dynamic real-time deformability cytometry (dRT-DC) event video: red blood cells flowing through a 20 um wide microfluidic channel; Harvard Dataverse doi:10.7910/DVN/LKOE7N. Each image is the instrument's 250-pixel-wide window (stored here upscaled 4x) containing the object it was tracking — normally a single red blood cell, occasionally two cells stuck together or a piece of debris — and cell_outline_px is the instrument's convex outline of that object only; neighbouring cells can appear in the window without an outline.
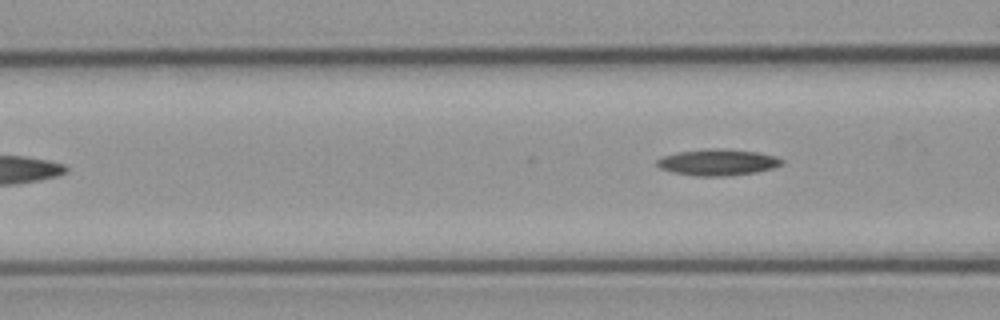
{"species": "common noctule bat (a hibernating species)", "species_latin": "Nyctalus noctula", "temperature_condition": "cold", "stored_images_in_passage": 6, "camera_frame_rate_fps": 3000, "um_per_image_px": 0.085, "animal": {"sex": "male", "body_mass_g": 23.1, "forearm_length_mm": 52.7}, "frame": {"image": 1, "passage_image": 6, "time_ms": 6.0, "image_size_px": [1000, 320], "cell_outline_px": [[784, 164], [772, 168], [756, 172], [728, 176], [696, 176], [672, 172], [660, 168], [656, 164], [656, 160], [664, 156], [676, 152], [708, 148], [728, 148], [760, 152], [776, 156], [784, 160]], "centroid_in_image_um": [61.03, 13.78], "position_along_channel_um": 105.6, "area_um2": 19.48}}